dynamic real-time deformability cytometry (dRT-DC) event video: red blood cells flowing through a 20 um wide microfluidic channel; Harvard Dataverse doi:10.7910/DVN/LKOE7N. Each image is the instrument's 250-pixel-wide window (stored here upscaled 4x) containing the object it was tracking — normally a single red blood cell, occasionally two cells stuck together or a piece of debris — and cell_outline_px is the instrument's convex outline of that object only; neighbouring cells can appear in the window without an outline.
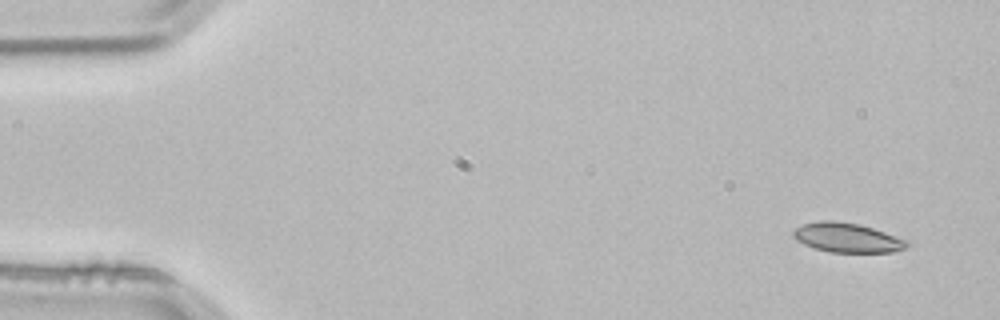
{"species": "common noctule bat (a hibernating species)", "species_latin": "Nyctalus noctula", "temperature_condition": "room temperature", "stored_images_in_passage": 3, "camera_frame_rate_fps": 3000, "um_per_image_px": 0.085, "animal": {"sex": "male", "body_mass_g": 21.5, "forearm_length_mm": 52.0}, "frame": {"image": 1, "passage_image": 1, "time_ms": 0.0, "image_size_px": [1000, 320], "cell_outline_px": [[912, 244], [896, 252], [832, 252], [816, 248], [804, 244], [796, 240], [792, 236], [792, 232], [796, 228], [804, 224], [820, 220], [836, 220], [860, 224], [908, 240]], "centroid_in_image_um": [72.03, 20.19], "position_along_channel_um": 13.0, "area_um2": 19.54}}
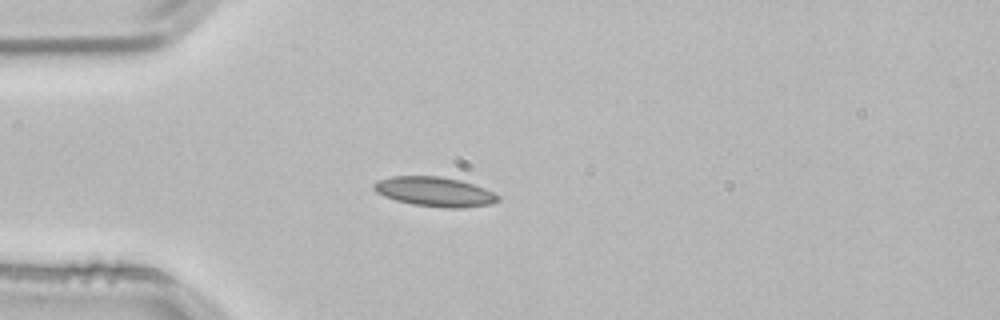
{"frame": {"image": 2, "passage_image": 3, "time_ms": 0.667, "image_size_px": [1000, 320], "cell_outline_px": [[500, 200], [492, 204], [460, 208], [448, 208], [412, 204], [396, 200], [384, 196], [376, 192], [372, 188], [372, 184], [376, 180], [392, 176], [440, 176], [460, 180], [484, 188], [500, 196]], "centroid_in_image_um": [36.93, 16.29], "position_along_channel_um": 48.1, "area_um2": 21.44}}